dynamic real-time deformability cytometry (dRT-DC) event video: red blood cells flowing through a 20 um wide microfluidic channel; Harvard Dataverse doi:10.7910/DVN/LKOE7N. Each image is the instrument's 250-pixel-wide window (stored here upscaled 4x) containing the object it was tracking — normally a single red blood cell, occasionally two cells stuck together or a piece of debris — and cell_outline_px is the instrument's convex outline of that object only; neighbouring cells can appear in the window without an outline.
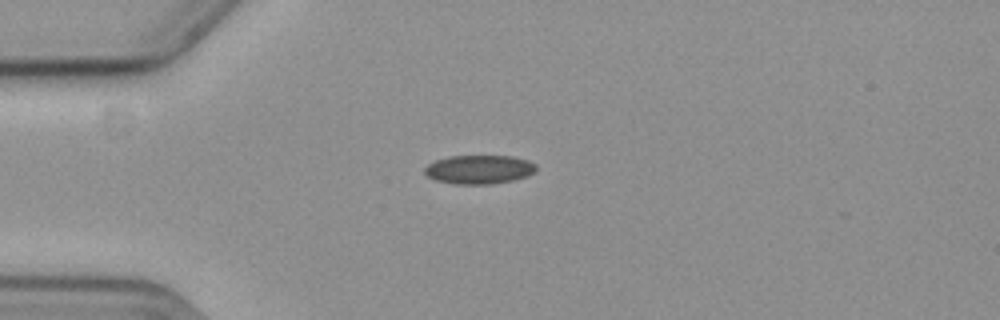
{"species": "common noctule bat (a hibernating species)", "species_latin": "Nyctalus noctula", "temperature_condition": "cold", "stored_images_in_passage": 44, "camera_frame_rate_fps": 3000, "um_per_image_px": 0.085, "animal": {"sex": "female", "body_mass_g": 19.3, "forearm_length_mm": 54.1}, "frame": {"image": 1, "passage_image": 1, "time_ms": 0.0, "image_size_px": [1000, 320], "cell_outline_px": [[536, 172], [512, 180], [488, 184], [456, 184], [436, 180], [428, 176], [424, 172], [424, 168], [428, 164], [436, 160], [448, 156], [512, 156], [528, 160], [536, 164]], "centroid_in_image_um": [40.72, 14.39], "position_along_channel_um": 44.3, "area_um2": 18.61}}
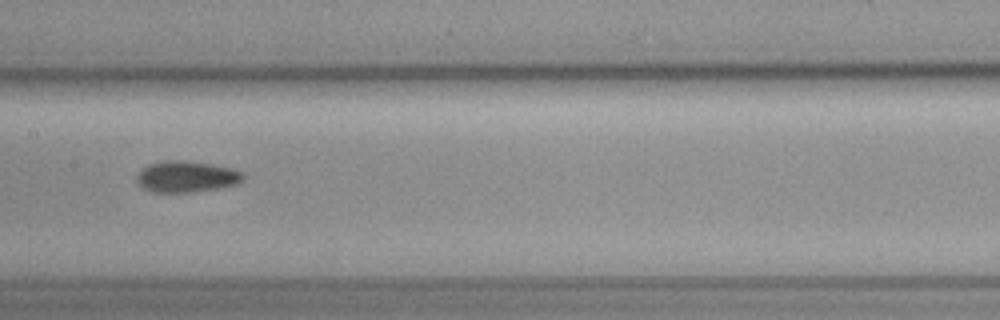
{"frame": {"image": 2, "passage_image": 15, "time_ms": 4.667, "image_size_px": [1000, 320], "cell_outline_px": [[244, 180], [236, 184], [216, 188], [192, 192], [152, 192], [136, 184], [136, 176], [148, 164], [164, 160], [188, 160], [212, 164], [232, 168], [244, 172]], "centroid_in_image_um": [15.85, 15.0], "position_along_channel_um": 191.6, "area_um2": 19.54}}
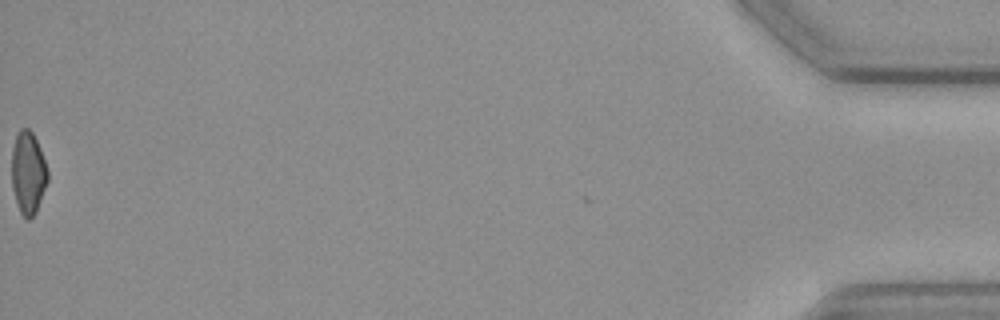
{"frame": {"image": 3, "passage_image": 44, "time_ms": 14.333, "image_size_px": [1000, 320], "cell_outline_px": [[48, 180], [36, 212], [28, 220], [20, 212], [12, 188], [12, 148], [16, 136], [20, 128], [28, 128], [32, 132], [36, 140], [44, 160], [48, 172]], "centroid_in_image_um": [2.38, 14.68], "position_along_channel_um": 432.8, "area_um2": 17.05}, "authors_computed_cell_mechanics": {"area_um2": 18.4671, "velocity_mm_per_s": 3.6214, "shape_relaxation_time_tau1_ms": 8.2245, "shape_relaxation_time_tau2_ms": null, "deformation_change_tau1": 0.1109, "deformation_change_tau2": null}}